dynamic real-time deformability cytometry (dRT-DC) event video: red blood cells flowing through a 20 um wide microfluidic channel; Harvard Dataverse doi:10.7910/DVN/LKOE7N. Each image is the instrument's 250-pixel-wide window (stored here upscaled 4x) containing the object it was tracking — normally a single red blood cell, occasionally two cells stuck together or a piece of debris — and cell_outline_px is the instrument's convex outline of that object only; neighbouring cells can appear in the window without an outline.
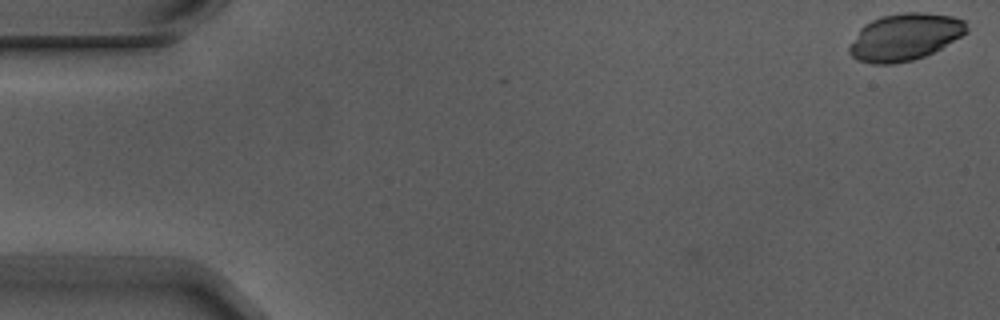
{"species": "Egyptian fruit bat (a non-hibernating species)", "species_latin": "Rousettus aegyptiacus", "temperature_condition": "warm", "stored_images_in_passage": 2, "camera_frame_rate_fps": 3000, "um_per_image_px": 0.085, "animal": {"sex": "male"}, "frame": {"image": 1, "passage_image": 2, "time_ms": 0.333, "image_size_px": [1000, 320], "cell_outline_px": [[968, 32], [940, 48], [924, 56], [912, 60], [892, 64], [872, 64], [856, 60], [848, 52], [848, 48], [860, 28], [864, 24], [872, 20], [884, 16], [904, 12], [924, 12], [952, 16], [964, 20], [968, 28]], "centroid_in_image_um": [76.89, 3.14], "position_along_channel_um": 8.1, "area_um2": 32.02}}